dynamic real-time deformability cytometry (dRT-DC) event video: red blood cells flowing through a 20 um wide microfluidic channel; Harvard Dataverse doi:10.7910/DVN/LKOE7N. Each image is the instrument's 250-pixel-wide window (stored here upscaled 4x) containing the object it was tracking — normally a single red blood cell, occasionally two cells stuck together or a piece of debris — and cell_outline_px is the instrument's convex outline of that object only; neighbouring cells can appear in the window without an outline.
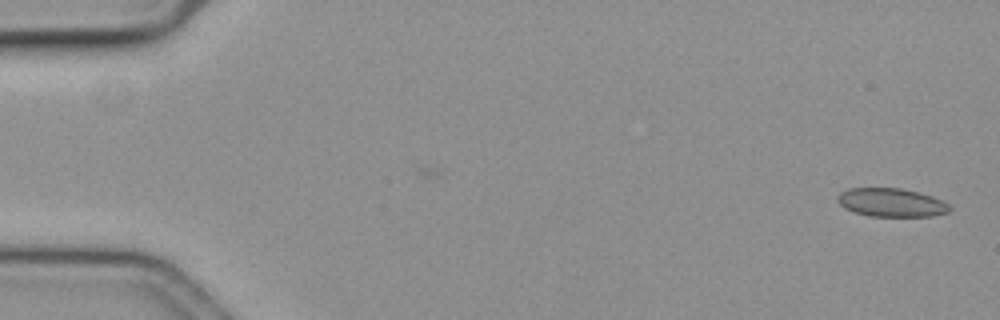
{"species": "common noctule bat (a hibernating species)", "species_latin": "Nyctalus noctula", "temperature_condition": "cold", "stored_images_in_passage": 11, "camera_frame_rate_fps": 3000, "um_per_image_px": 0.085, "animal": {"sex": "female", "body_mass_g": 19.3, "forearm_length_mm": 54.1}, "frame": {"image": 1, "passage_image": 2, "time_ms": 0.333, "image_size_px": [1000, 320], "cell_outline_px": [[952, 208], [948, 212], [932, 216], [868, 216], [844, 208], [836, 200], [836, 196], [840, 192], [848, 188], [900, 188], [932, 196], [948, 204]], "centroid_in_image_um": [75.72, 17.21], "position_along_channel_um": 9.3, "area_um2": 18.55}}